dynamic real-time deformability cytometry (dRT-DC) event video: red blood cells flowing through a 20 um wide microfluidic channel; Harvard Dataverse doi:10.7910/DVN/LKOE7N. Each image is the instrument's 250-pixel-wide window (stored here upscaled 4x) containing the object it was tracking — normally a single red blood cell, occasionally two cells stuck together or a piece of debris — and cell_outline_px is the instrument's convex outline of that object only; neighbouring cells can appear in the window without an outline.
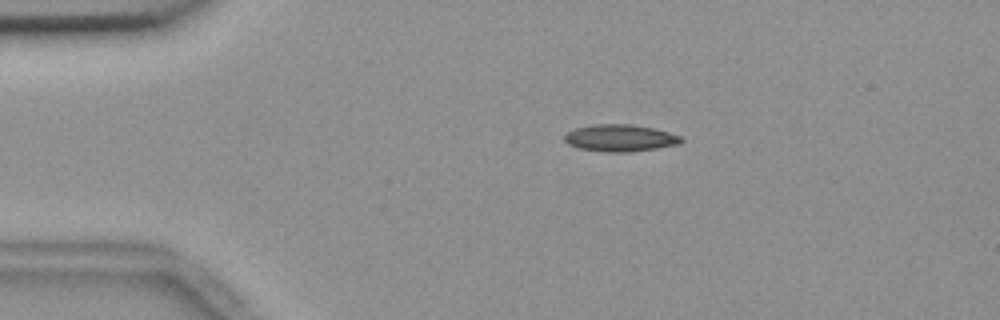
{"species": "common noctule bat (a hibernating species)", "species_latin": "Nyctalus noctula", "temperature_condition": "room temperature", "stored_images_in_passage": 45, "camera_frame_rate_fps": 3000, "um_per_image_px": 0.085, "animal": {"sex": "female", "body_mass_g": 18.4}, "frame": {"image": 1, "passage_image": 1, "time_ms": 0.0, "image_size_px": [1000, 320], "cell_outline_px": [[684, 140], [680, 144], [656, 148], [628, 152], [604, 152], [576, 148], [568, 144], [564, 140], [564, 136], [568, 132], [576, 128], [592, 124], [632, 124], [652, 128], [668, 132], [680, 136]], "centroid_in_image_um": [52.69, 11.73], "position_along_channel_um": 32.3, "area_um2": 18.38}}
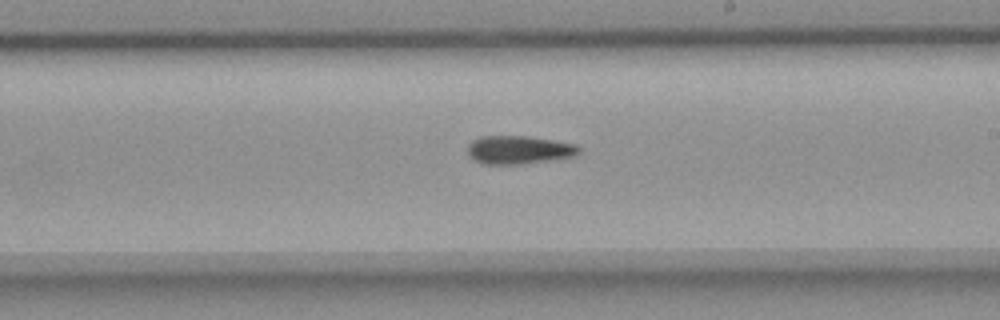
{"frame": {"image": 2, "passage_image": 22, "time_ms": 7.0, "image_size_px": [1000, 320], "cell_outline_px": [[580, 152], [572, 156], [548, 160], [520, 164], [484, 164], [472, 160], [468, 156], [468, 144], [472, 140], [480, 136], [528, 136], [576, 144], [580, 148]], "centroid_in_image_um": [44.04, 12.73], "position_along_channel_um": 245.0, "area_um2": 18.32}}
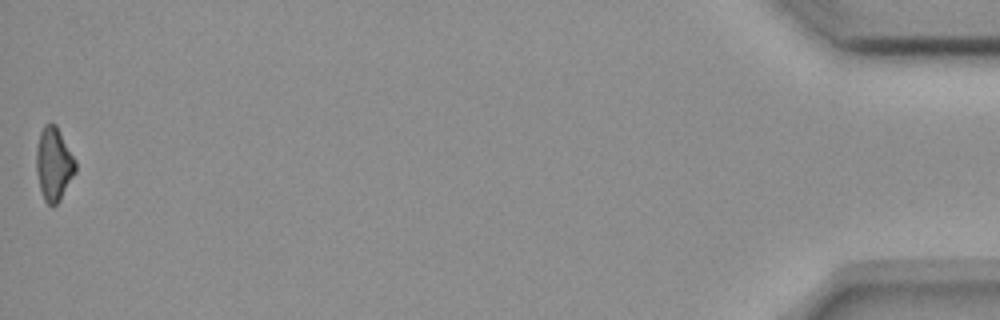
{"frame": {"image": 3, "passage_image": 45, "time_ms": 14.667, "image_size_px": [1000, 320], "cell_outline_px": [[76, 172], [60, 200], [52, 208], [44, 200], [40, 188], [36, 172], [36, 148], [40, 132], [44, 124], [56, 124], [76, 160]], "centroid_in_image_um": [4.57, 13.95], "position_along_channel_um": 430.6, "area_um2": 16.88}}